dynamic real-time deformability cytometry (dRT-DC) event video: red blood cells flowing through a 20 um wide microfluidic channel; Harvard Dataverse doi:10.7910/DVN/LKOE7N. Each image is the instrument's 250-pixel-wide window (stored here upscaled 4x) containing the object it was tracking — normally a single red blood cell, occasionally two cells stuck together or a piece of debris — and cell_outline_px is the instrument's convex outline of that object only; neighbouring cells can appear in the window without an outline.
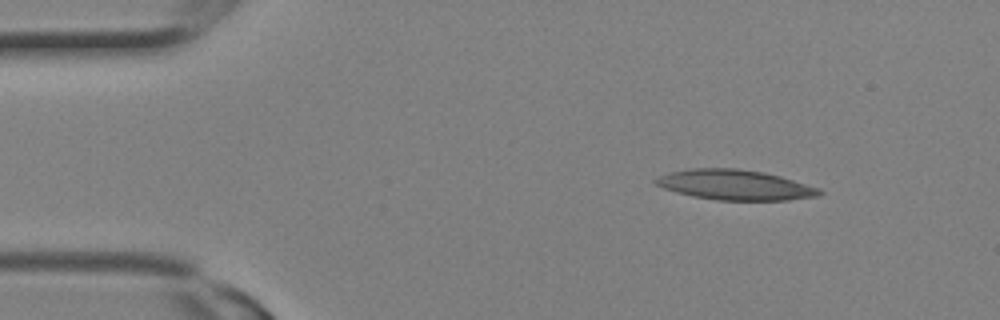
{"species": "Egyptian fruit bat (a non-hibernating species)", "species_latin": "Rousettus aegyptiacus", "temperature_condition": "room temperature", "stored_images_in_passage": 3, "camera_frame_rate_fps": 3000, "um_per_image_px": 0.085, "animal": {"sex": "female"}, "frame": {"image": 1, "passage_image": 1, "time_ms": 0.0, "image_size_px": [1000, 320], "cell_outline_px": [[824, 192], [820, 196], [788, 200], [716, 200], [692, 196], [676, 192], [664, 188], [656, 184], [652, 180], [660, 176], [672, 172], [688, 168], [736, 168], [764, 172], [780, 176], [820, 188]], "centroid_in_image_um": [62.5, 15.72], "position_along_channel_um": 22.5, "area_um2": 28.78}}